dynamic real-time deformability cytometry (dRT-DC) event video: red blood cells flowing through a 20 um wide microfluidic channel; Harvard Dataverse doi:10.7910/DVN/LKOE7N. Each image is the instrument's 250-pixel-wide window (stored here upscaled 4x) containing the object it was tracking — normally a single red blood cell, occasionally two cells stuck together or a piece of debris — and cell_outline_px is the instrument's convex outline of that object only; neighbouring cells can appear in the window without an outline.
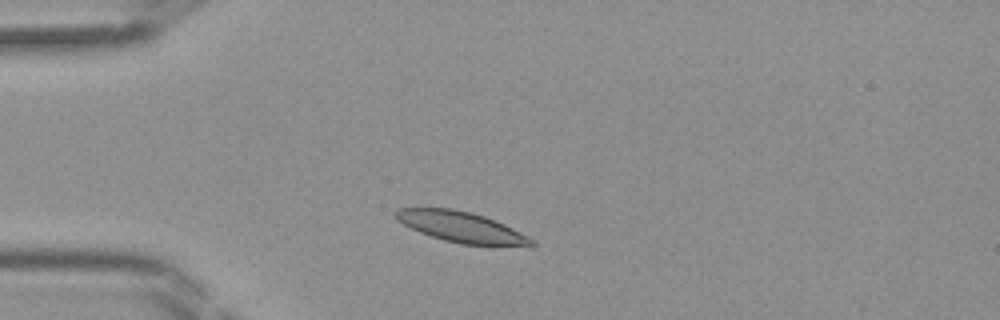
{"species": "Egyptian fruit bat (a non-hibernating species)", "species_latin": "Rousettus aegyptiacus", "temperature_condition": "room temperature", "stored_images_in_passage": 34, "camera_frame_rate_fps": 3000, "um_per_image_px": 0.085, "frame": {"image": 1, "passage_image": 1, "time_ms": 0.0, "image_size_px": [1000, 320], "cell_outline_px": [[536, 244], [532, 248], [460, 244], [444, 240], [420, 232], [396, 220], [392, 212], [396, 208], [452, 208], [472, 212], [484, 216], [504, 224], [528, 236]], "centroid_in_image_um": [39.27, 19.32], "position_along_channel_um": 45.7, "area_um2": 24.74}}
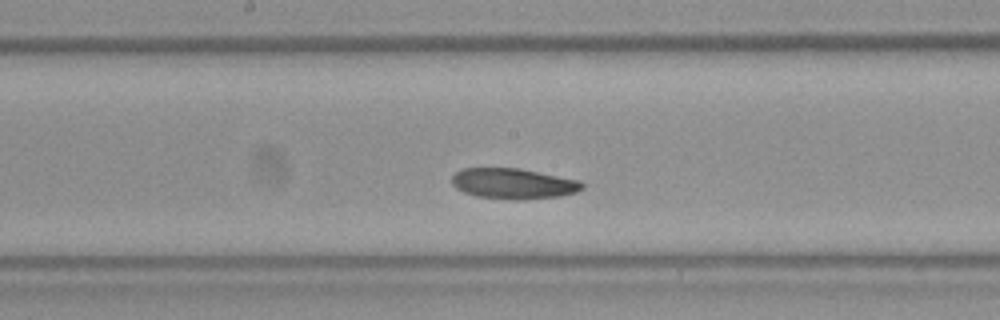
{"frame": {"image": 2, "passage_image": 13, "time_ms": 4.0, "image_size_px": [1000, 320], "cell_outline_px": [[584, 188], [576, 192], [560, 196], [520, 200], [476, 196], [464, 192], [456, 188], [452, 184], [452, 176], [460, 168], [520, 168], [580, 180], [584, 184]], "centroid_in_image_um": [43.64, 15.6], "position_along_channel_um": 204.6, "area_um2": 23.29}}
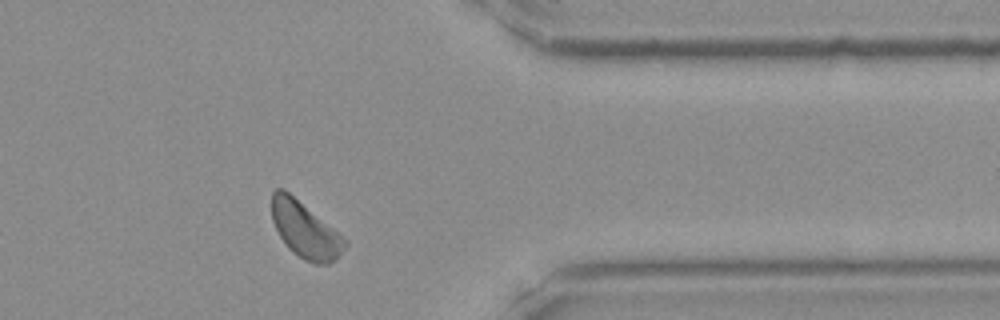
{"frame": {"image": 3, "passage_image": 26, "time_ms": 8.333, "image_size_px": [1000, 320], "cell_outline_px": [[348, 244], [336, 260], [328, 264], [316, 264], [304, 260], [292, 252], [288, 248], [280, 236], [272, 220], [272, 192], [276, 188], [284, 188], [348, 240]], "centroid_in_image_um": [25.95, 19.55], "position_along_channel_um": 385.5, "area_um2": 23.87}}